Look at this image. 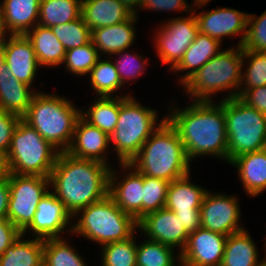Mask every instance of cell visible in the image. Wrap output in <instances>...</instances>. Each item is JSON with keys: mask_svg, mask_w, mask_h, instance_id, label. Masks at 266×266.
Here are the masks:
<instances>
[{"mask_svg": "<svg viewBox=\"0 0 266 266\" xmlns=\"http://www.w3.org/2000/svg\"><path fill=\"white\" fill-rule=\"evenodd\" d=\"M36 91L18 81L6 66L0 69V111L23 118Z\"/></svg>", "mask_w": 266, "mask_h": 266, "instance_id": "24", "label": "cell"}, {"mask_svg": "<svg viewBox=\"0 0 266 266\" xmlns=\"http://www.w3.org/2000/svg\"><path fill=\"white\" fill-rule=\"evenodd\" d=\"M56 93L36 92L22 119L56 149L65 152L71 144L81 108L64 94Z\"/></svg>", "mask_w": 266, "mask_h": 266, "instance_id": "5", "label": "cell"}, {"mask_svg": "<svg viewBox=\"0 0 266 266\" xmlns=\"http://www.w3.org/2000/svg\"><path fill=\"white\" fill-rule=\"evenodd\" d=\"M72 225L73 216L62 201L49 190L38 203L33 221L22 234L40 239L62 238L65 235L69 237Z\"/></svg>", "mask_w": 266, "mask_h": 266, "instance_id": "14", "label": "cell"}, {"mask_svg": "<svg viewBox=\"0 0 266 266\" xmlns=\"http://www.w3.org/2000/svg\"><path fill=\"white\" fill-rule=\"evenodd\" d=\"M181 221L184 228L189 232H194L201 227L200 212H174Z\"/></svg>", "mask_w": 266, "mask_h": 266, "instance_id": "46", "label": "cell"}, {"mask_svg": "<svg viewBox=\"0 0 266 266\" xmlns=\"http://www.w3.org/2000/svg\"><path fill=\"white\" fill-rule=\"evenodd\" d=\"M159 111L140 103L134 94L120 97V111L116 128L110 135L113 147L111 155H116L117 163H130L139 153L143 144L166 119H160ZM113 150V152H112Z\"/></svg>", "mask_w": 266, "mask_h": 266, "instance_id": "6", "label": "cell"}, {"mask_svg": "<svg viewBox=\"0 0 266 266\" xmlns=\"http://www.w3.org/2000/svg\"><path fill=\"white\" fill-rule=\"evenodd\" d=\"M209 3L211 1L195 0L193 12L198 22L199 32L218 40L222 44L225 38L235 39L241 36L237 41L238 43L232 45L241 47L246 35L249 13L224 6L206 11L204 8ZM200 8L202 11L198 12Z\"/></svg>", "mask_w": 266, "mask_h": 266, "instance_id": "12", "label": "cell"}, {"mask_svg": "<svg viewBox=\"0 0 266 266\" xmlns=\"http://www.w3.org/2000/svg\"><path fill=\"white\" fill-rule=\"evenodd\" d=\"M132 12H136L141 6L142 0H121Z\"/></svg>", "mask_w": 266, "mask_h": 266, "instance_id": "50", "label": "cell"}, {"mask_svg": "<svg viewBox=\"0 0 266 266\" xmlns=\"http://www.w3.org/2000/svg\"><path fill=\"white\" fill-rule=\"evenodd\" d=\"M229 165L237 170L240 185L249 198L266 191V149L240 155Z\"/></svg>", "mask_w": 266, "mask_h": 266, "instance_id": "21", "label": "cell"}, {"mask_svg": "<svg viewBox=\"0 0 266 266\" xmlns=\"http://www.w3.org/2000/svg\"><path fill=\"white\" fill-rule=\"evenodd\" d=\"M43 255L44 239L21 234L0 257V266H37L43 261Z\"/></svg>", "mask_w": 266, "mask_h": 266, "instance_id": "30", "label": "cell"}, {"mask_svg": "<svg viewBox=\"0 0 266 266\" xmlns=\"http://www.w3.org/2000/svg\"><path fill=\"white\" fill-rule=\"evenodd\" d=\"M161 23V24H160ZM152 33L154 50L160 65H167L172 71L181 61L185 51L199 33L198 22L193 11L185 16H177L160 21Z\"/></svg>", "mask_w": 266, "mask_h": 266, "instance_id": "10", "label": "cell"}, {"mask_svg": "<svg viewBox=\"0 0 266 266\" xmlns=\"http://www.w3.org/2000/svg\"><path fill=\"white\" fill-rule=\"evenodd\" d=\"M10 35L11 34L6 29L2 14V7L0 5V46L5 43V41L8 39Z\"/></svg>", "mask_w": 266, "mask_h": 266, "instance_id": "49", "label": "cell"}, {"mask_svg": "<svg viewBox=\"0 0 266 266\" xmlns=\"http://www.w3.org/2000/svg\"><path fill=\"white\" fill-rule=\"evenodd\" d=\"M228 164L245 153L266 148V115L239 97L224 100Z\"/></svg>", "mask_w": 266, "mask_h": 266, "instance_id": "9", "label": "cell"}, {"mask_svg": "<svg viewBox=\"0 0 266 266\" xmlns=\"http://www.w3.org/2000/svg\"><path fill=\"white\" fill-rule=\"evenodd\" d=\"M92 103L81 107V116L91 125L96 126L107 135H111L116 128L119 111L120 97H94Z\"/></svg>", "mask_w": 266, "mask_h": 266, "instance_id": "31", "label": "cell"}, {"mask_svg": "<svg viewBox=\"0 0 266 266\" xmlns=\"http://www.w3.org/2000/svg\"><path fill=\"white\" fill-rule=\"evenodd\" d=\"M243 50L266 53V10L260 16L248 14Z\"/></svg>", "mask_w": 266, "mask_h": 266, "instance_id": "41", "label": "cell"}, {"mask_svg": "<svg viewBox=\"0 0 266 266\" xmlns=\"http://www.w3.org/2000/svg\"><path fill=\"white\" fill-rule=\"evenodd\" d=\"M143 239L137 243L136 266H181L180 253L173 247Z\"/></svg>", "mask_w": 266, "mask_h": 266, "instance_id": "33", "label": "cell"}, {"mask_svg": "<svg viewBox=\"0 0 266 266\" xmlns=\"http://www.w3.org/2000/svg\"><path fill=\"white\" fill-rule=\"evenodd\" d=\"M142 175L169 182L191 173L184 145L176 129L165 119L130 163Z\"/></svg>", "mask_w": 266, "mask_h": 266, "instance_id": "4", "label": "cell"}, {"mask_svg": "<svg viewBox=\"0 0 266 266\" xmlns=\"http://www.w3.org/2000/svg\"><path fill=\"white\" fill-rule=\"evenodd\" d=\"M243 48L229 46L212 57L181 87L191 101L214 102L238 97L242 79ZM229 92V93H228Z\"/></svg>", "mask_w": 266, "mask_h": 266, "instance_id": "3", "label": "cell"}, {"mask_svg": "<svg viewBox=\"0 0 266 266\" xmlns=\"http://www.w3.org/2000/svg\"><path fill=\"white\" fill-rule=\"evenodd\" d=\"M78 249L67 237L44 239L43 261L48 266H88Z\"/></svg>", "mask_w": 266, "mask_h": 266, "instance_id": "34", "label": "cell"}, {"mask_svg": "<svg viewBox=\"0 0 266 266\" xmlns=\"http://www.w3.org/2000/svg\"><path fill=\"white\" fill-rule=\"evenodd\" d=\"M82 0H41L38 25L52 27L81 16Z\"/></svg>", "mask_w": 266, "mask_h": 266, "instance_id": "32", "label": "cell"}, {"mask_svg": "<svg viewBox=\"0 0 266 266\" xmlns=\"http://www.w3.org/2000/svg\"><path fill=\"white\" fill-rule=\"evenodd\" d=\"M264 85H266V53L243 50L242 79L238 97L248 89Z\"/></svg>", "mask_w": 266, "mask_h": 266, "instance_id": "36", "label": "cell"}, {"mask_svg": "<svg viewBox=\"0 0 266 266\" xmlns=\"http://www.w3.org/2000/svg\"><path fill=\"white\" fill-rule=\"evenodd\" d=\"M170 182L143 175L142 217L165 207Z\"/></svg>", "mask_w": 266, "mask_h": 266, "instance_id": "40", "label": "cell"}, {"mask_svg": "<svg viewBox=\"0 0 266 266\" xmlns=\"http://www.w3.org/2000/svg\"><path fill=\"white\" fill-rule=\"evenodd\" d=\"M67 50L84 46L91 41V30L82 16L71 22L50 27Z\"/></svg>", "mask_w": 266, "mask_h": 266, "instance_id": "39", "label": "cell"}, {"mask_svg": "<svg viewBox=\"0 0 266 266\" xmlns=\"http://www.w3.org/2000/svg\"><path fill=\"white\" fill-rule=\"evenodd\" d=\"M37 266H48L44 261H42L39 265Z\"/></svg>", "mask_w": 266, "mask_h": 266, "instance_id": "53", "label": "cell"}, {"mask_svg": "<svg viewBox=\"0 0 266 266\" xmlns=\"http://www.w3.org/2000/svg\"><path fill=\"white\" fill-rule=\"evenodd\" d=\"M25 35L32 43L38 64L41 68L51 69L63 64L66 49L50 28L37 24Z\"/></svg>", "mask_w": 266, "mask_h": 266, "instance_id": "28", "label": "cell"}, {"mask_svg": "<svg viewBox=\"0 0 266 266\" xmlns=\"http://www.w3.org/2000/svg\"><path fill=\"white\" fill-rule=\"evenodd\" d=\"M137 230L130 238L101 246L100 266H136ZM137 240V241H136Z\"/></svg>", "mask_w": 266, "mask_h": 266, "instance_id": "35", "label": "cell"}, {"mask_svg": "<svg viewBox=\"0 0 266 266\" xmlns=\"http://www.w3.org/2000/svg\"><path fill=\"white\" fill-rule=\"evenodd\" d=\"M20 117L5 111H0V150L8 153L12 134L16 128Z\"/></svg>", "mask_w": 266, "mask_h": 266, "instance_id": "43", "label": "cell"}, {"mask_svg": "<svg viewBox=\"0 0 266 266\" xmlns=\"http://www.w3.org/2000/svg\"><path fill=\"white\" fill-rule=\"evenodd\" d=\"M139 54L134 50L131 53L128 49L111 56L123 86H127V84L131 86L138 80L137 78L145 75V69L148 68L150 60L149 57H143L142 54Z\"/></svg>", "mask_w": 266, "mask_h": 266, "instance_id": "38", "label": "cell"}, {"mask_svg": "<svg viewBox=\"0 0 266 266\" xmlns=\"http://www.w3.org/2000/svg\"><path fill=\"white\" fill-rule=\"evenodd\" d=\"M7 154L0 150V182L9 175Z\"/></svg>", "mask_w": 266, "mask_h": 266, "instance_id": "48", "label": "cell"}, {"mask_svg": "<svg viewBox=\"0 0 266 266\" xmlns=\"http://www.w3.org/2000/svg\"><path fill=\"white\" fill-rule=\"evenodd\" d=\"M87 77L90 81L91 91L93 89L92 94H95L96 97H128L132 95L131 91L123 90L124 86L111 57L101 56Z\"/></svg>", "mask_w": 266, "mask_h": 266, "instance_id": "29", "label": "cell"}, {"mask_svg": "<svg viewBox=\"0 0 266 266\" xmlns=\"http://www.w3.org/2000/svg\"><path fill=\"white\" fill-rule=\"evenodd\" d=\"M101 56L93 45L92 41L88 44L66 51L65 59L62 64L67 74L72 76L86 77L90 70L96 65Z\"/></svg>", "mask_w": 266, "mask_h": 266, "instance_id": "37", "label": "cell"}, {"mask_svg": "<svg viewBox=\"0 0 266 266\" xmlns=\"http://www.w3.org/2000/svg\"><path fill=\"white\" fill-rule=\"evenodd\" d=\"M140 235L149 240L173 247L181 253L186 247L189 232L184 228L179 217L166 207L148 213L137 222Z\"/></svg>", "mask_w": 266, "mask_h": 266, "instance_id": "16", "label": "cell"}, {"mask_svg": "<svg viewBox=\"0 0 266 266\" xmlns=\"http://www.w3.org/2000/svg\"><path fill=\"white\" fill-rule=\"evenodd\" d=\"M10 187L8 219L23 232L33 221L37 205L50 190V179L40 175L7 176Z\"/></svg>", "mask_w": 266, "mask_h": 266, "instance_id": "11", "label": "cell"}, {"mask_svg": "<svg viewBox=\"0 0 266 266\" xmlns=\"http://www.w3.org/2000/svg\"><path fill=\"white\" fill-rule=\"evenodd\" d=\"M3 50L5 66L12 75L18 81L31 86L36 92L43 90H39L37 87L35 89V86L32 85L41 67L38 64L32 43L26 35H10L3 44Z\"/></svg>", "mask_w": 266, "mask_h": 266, "instance_id": "19", "label": "cell"}, {"mask_svg": "<svg viewBox=\"0 0 266 266\" xmlns=\"http://www.w3.org/2000/svg\"><path fill=\"white\" fill-rule=\"evenodd\" d=\"M187 175L170 182L165 207L173 212H200L203 198L208 189L195 184Z\"/></svg>", "mask_w": 266, "mask_h": 266, "instance_id": "26", "label": "cell"}, {"mask_svg": "<svg viewBox=\"0 0 266 266\" xmlns=\"http://www.w3.org/2000/svg\"><path fill=\"white\" fill-rule=\"evenodd\" d=\"M59 153L21 118L13 131L7 153L9 172L49 177Z\"/></svg>", "mask_w": 266, "mask_h": 266, "instance_id": "8", "label": "cell"}, {"mask_svg": "<svg viewBox=\"0 0 266 266\" xmlns=\"http://www.w3.org/2000/svg\"><path fill=\"white\" fill-rule=\"evenodd\" d=\"M240 199L236 194L208 191L200 207L201 227L223 235L240 232L246 227L241 224Z\"/></svg>", "mask_w": 266, "mask_h": 266, "instance_id": "13", "label": "cell"}, {"mask_svg": "<svg viewBox=\"0 0 266 266\" xmlns=\"http://www.w3.org/2000/svg\"><path fill=\"white\" fill-rule=\"evenodd\" d=\"M239 98L266 115V85L248 89Z\"/></svg>", "mask_w": 266, "mask_h": 266, "instance_id": "45", "label": "cell"}, {"mask_svg": "<svg viewBox=\"0 0 266 266\" xmlns=\"http://www.w3.org/2000/svg\"><path fill=\"white\" fill-rule=\"evenodd\" d=\"M110 167L60 152L50 173V191L74 216L108 194Z\"/></svg>", "mask_w": 266, "mask_h": 266, "instance_id": "2", "label": "cell"}, {"mask_svg": "<svg viewBox=\"0 0 266 266\" xmlns=\"http://www.w3.org/2000/svg\"><path fill=\"white\" fill-rule=\"evenodd\" d=\"M139 18L135 13L126 21L109 27H100L91 31V41L99 55L111 57L123 50L132 48L137 39Z\"/></svg>", "mask_w": 266, "mask_h": 266, "instance_id": "20", "label": "cell"}, {"mask_svg": "<svg viewBox=\"0 0 266 266\" xmlns=\"http://www.w3.org/2000/svg\"><path fill=\"white\" fill-rule=\"evenodd\" d=\"M227 237L202 227L189 233L186 247L180 253L181 266H220Z\"/></svg>", "mask_w": 266, "mask_h": 266, "instance_id": "17", "label": "cell"}, {"mask_svg": "<svg viewBox=\"0 0 266 266\" xmlns=\"http://www.w3.org/2000/svg\"><path fill=\"white\" fill-rule=\"evenodd\" d=\"M137 230V221L123 212L107 194L73 216L71 235L82 236L81 238L101 247L107 243L126 240Z\"/></svg>", "mask_w": 266, "mask_h": 266, "instance_id": "7", "label": "cell"}, {"mask_svg": "<svg viewBox=\"0 0 266 266\" xmlns=\"http://www.w3.org/2000/svg\"><path fill=\"white\" fill-rule=\"evenodd\" d=\"M265 237H266V234H265ZM263 242H264V244H263V246H264L263 250L264 251L263 252L265 253V256H266V238H265V240L263 239Z\"/></svg>", "mask_w": 266, "mask_h": 266, "instance_id": "52", "label": "cell"}, {"mask_svg": "<svg viewBox=\"0 0 266 266\" xmlns=\"http://www.w3.org/2000/svg\"><path fill=\"white\" fill-rule=\"evenodd\" d=\"M172 101L166 105L169 106L165 109L166 119L176 129L188 160L192 163L196 158L209 156L228 164L224 100L217 103L189 100V106L183 108Z\"/></svg>", "mask_w": 266, "mask_h": 266, "instance_id": "1", "label": "cell"}, {"mask_svg": "<svg viewBox=\"0 0 266 266\" xmlns=\"http://www.w3.org/2000/svg\"><path fill=\"white\" fill-rule=\"evenodd\" d=\"M118 165V170L114 165L110 169L108 194L123 212L138 222L142 218L143 175L129 163Z\"/></svg>", "mask_w": 266, "mask_h": 266, "instance_id": "15", "label": "cell"}, {"mask_svg": "<svg viewBox=\"0 0 266 266\" xmlns=\"http://www.w3.org/2000/svg\"><path fill=\"white\" fill-rule=\"evenodd\" d=\"M191 4L189 2H187V0H142L141 6L139 7V9L135 12V15H137L138 17H140V15L138 13H140L139 11H147L149 10V12H177V13H190L191 11H193V6L195 3V0H191Z\"/></svg>", "mask_w": 266, "mask_h": 266, "instance_id": "42", "label": "cell"}, {"mask_svg": "<svg viewBox=\"0 0 266 266\" xmlns=\"http://www.w3.org/2000/svg\"><path fill=\"white\" fill-rule=\"evenodd\" d=\"M244 229L227 237L220 266H265L266 256L260 258L257 243Z\"/></svg>", "mask_w": 266, "mask_h": 266, "instance_id": "25", "label": "cell"}, {"mask_svg": "<svg viewBox=\"0 0 266 266\" xmlns=\"http://www.w3.org/2000/svg\"><path fill=\"white\" fill-rule=\"evenodd\" d=\"M22 232L9 220H0V257L20 237Z\"/></svg>", "mask_w": 266, "mask_h": 266, "instance_id": "44", "label": "cell"}, {"mask_svg": "<svg viewBox=\"0 0 266 266\" xmlns=\"http://www.w3.org/2000/svg\"><path fill=\"white\" fill-rule=\"evenodd\" d=\"M41 0H1L2 14L11 35H25L39 21Z\"/></svg>", "mask_w": 266, "mask_h": 266, "instance_id": "27", "label": "cell"}, {"mask_svg": "<svg viewBox=\"0 0 266 266\" xmlns=\"http://www.w3.org/2000/svg\"><path fill=\"white\" fill-rule=\"evenodd\" d=\"M110 149V136L80 116L75 125L71 144L65 152L73 157L98 161L112 168L110 154L108 155Z\"/></svg>", "mask_w": 266, "mask_h": 266, "instance_id": "18", "label": "cell"}, {"mask_svg": "<svg viewBox=\"0 0 266 266\" xmlns=\"http://www.w3.org/2000/svg\"><path fill=\"white\" fill-rule=\"evenodd\" d=\"M10 198L9 181L6 177L0 182V220L8 219V203Z\"/></svg>", "mask_w": 266, "mask_h": 266, "instance_id": "47", "label": "cell"}, {"mask_svg": "<svg viewBox=\"0 0 266 266\" xmlns=\"http://www.w3.org/2000/svg\"><path fill=\"white\" fill-rule=\"evenodd\" d=\"M222 43L206 34L198 33L196 39L185 51L181 61L171 71L178 74L177 84L181 87L192 75L204 66L212 57L217 55L222 47ZM222 47V48H221ZM177 72V73H176ZM185 72V73H184Z\"/></svg>", "mask_w": 266, "mask_h": 266, "instance_id": "22", "label": "cell"}, {"mask_svg": "<svg viewBox=\"0 0 266 266\" xmlns=\"http://www.w3.org/2000/svg\"><path fill=\"white\" fill-rule=\"evenodd\" d=\"M132 12L121 0H82L81 16L90 30L128 20Z\"/></svg>", "mask_w": 266, "mask_h": 266, "instance_id": "23", "label": "cell"}, {"mask_svg": "<svg viewBox=\"0 0 266 266\" xmlns=\"http://www.w3.org/2000/svg\"><path fill=\"white\" fill-rule=\"evenodd\" d=\"M5 66V56H4V50L3 45L0 46V69Z\"/></svg>", "mask_w": 266, "mask_h": 266, "instance_id": "51", "label": "cell"}]
</instances>
